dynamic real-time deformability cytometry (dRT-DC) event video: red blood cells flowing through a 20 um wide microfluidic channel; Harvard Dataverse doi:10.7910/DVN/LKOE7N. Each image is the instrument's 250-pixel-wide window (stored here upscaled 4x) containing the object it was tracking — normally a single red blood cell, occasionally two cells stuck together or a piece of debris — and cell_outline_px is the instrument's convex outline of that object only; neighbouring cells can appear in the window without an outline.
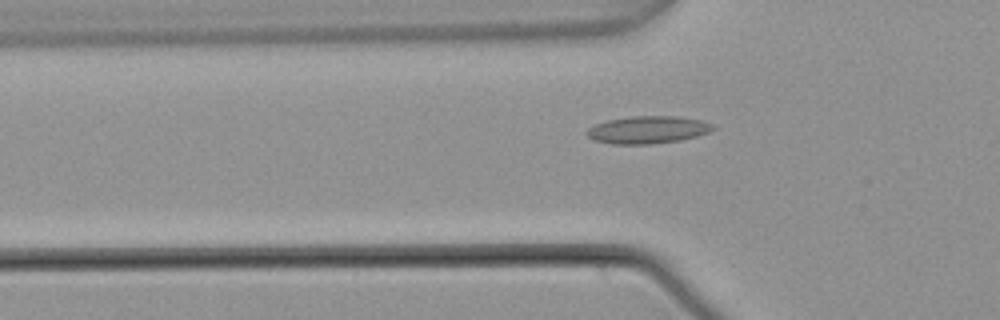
{"species": "common noctule bat (a hibernating species)", "species_latin": "Nyctalus noctula", "temperature_condition": "warm", "stored_images_in_passage": 54, "camera_frame_rate_fps": 3000, "um_per_image_px": 0.085, "animal": {"sex": "male", "body_mass_g": 21.5, "forearm_length_mm": 52.0}, "frame": {"image": 1, "passage_image": 18, "time_ms": 5.667, "image_size_px": [1000, 320], "cell_outline_px": [[716, 128], [708, 132], [696, 136], [680, 140], [652, 144], [612, 144], [596, 140], [588, 136], [584, 132], [588, 128], [596, 124], [608, 120], [632, 116], [680, 116], [700, 120], [712, 124]], "centroid_in_image_um": [55.06, 11.03], "position_along_channel_um": 70.7, "area_um2": 20.11}}
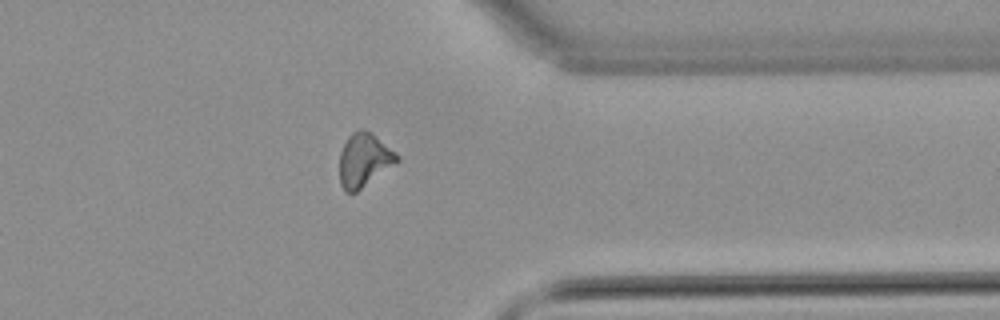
{"frame": {"image": 2, "passage_image": 43, "time_ms": 14.0, "image_size_px": [1000, 320], "cell_outline_px": [[400, 160], [396, 164], [356, 192], [344, 192], [340, 184], [340, 152], [348, 136], [352, 132], [360, 128], [364, 128], [372, 132], [396, 152], [400, 156]], "centroid_in_image_um": [30.96, 13.58], "position_along_channel_um": 380.4, "area_um2": 18.21}}
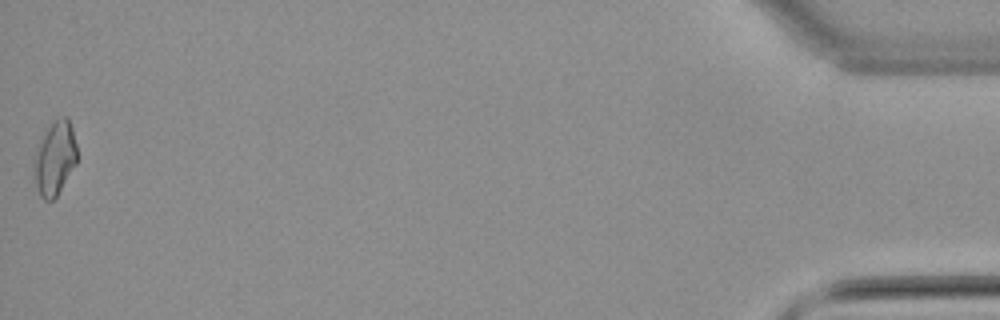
{"frame": {"image": 3, "passage_image": 54, "time_ms": 17.667, "image_size_px": [1000, 320], "cell_outline_px": [[76, 164], [56, 196], [52, 200], [44, 200], [40, 196], [36, 184], [32, 164], [40, 140], [44, 132], [60, 116], [68, 116], [72, 128], [76, 144]], "centroid_in_image_um": [4.65, 13.44], "position_along_channel_um": 430.5, "area_um2": 18.32}, "authors_computed_cell_mechanics": {"area_um2": 18.0047, "velocity_mm_per_s": 3.8065, "shape_relaxation_time_tau1_ms": null, "shape_relaxation_time_tau2_ms": 2.4675, "deformation_change_tau1": null, "deformation_change_tau2": 0.0915}}